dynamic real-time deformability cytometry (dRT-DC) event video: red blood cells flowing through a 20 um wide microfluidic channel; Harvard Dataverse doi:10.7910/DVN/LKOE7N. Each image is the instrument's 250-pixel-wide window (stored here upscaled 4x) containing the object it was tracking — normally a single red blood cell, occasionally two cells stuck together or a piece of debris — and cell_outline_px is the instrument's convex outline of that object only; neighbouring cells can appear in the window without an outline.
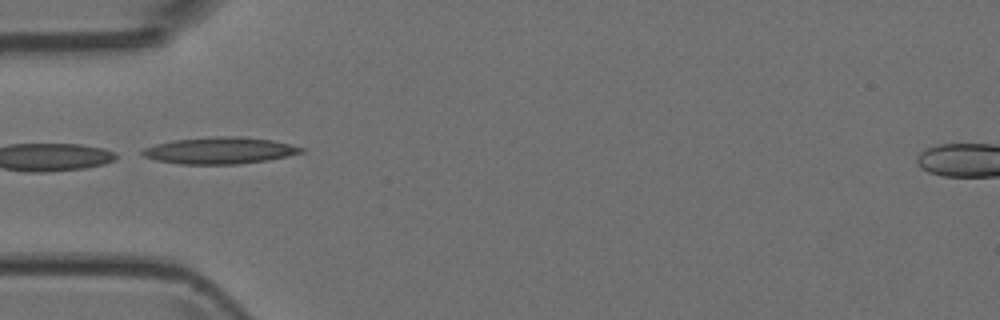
{"species": "Egyptian fruit bat (a non-hibernating species)", "species_latin": "Rousettus aegyptiacus", "temperature_condition": "room temperature", "stored_images_in_passage": 4, "camera_frame_rate_fps": 3000, "um_per_image_px": 0.085, "animal": {"sex": "female"}, "frame": {"image": 1, "passage_image": 4, "time_ms": 3.333, "image_size_px": [1000, 320], "cell_outline_px": [[304, 152], [288, 156], [268, 160], [236, 164], [180, 164], [156, 160], [140, 156], [140, 152], [144, 148], [156, 144], [172, 140], [216, 136], [240, 136], [272, 140], [292, 144], [304, 148]], "centroid_in_image_um": [18.67, 12.79], "position_along_channel_um": 66.3, "area_um2": 24.85}}